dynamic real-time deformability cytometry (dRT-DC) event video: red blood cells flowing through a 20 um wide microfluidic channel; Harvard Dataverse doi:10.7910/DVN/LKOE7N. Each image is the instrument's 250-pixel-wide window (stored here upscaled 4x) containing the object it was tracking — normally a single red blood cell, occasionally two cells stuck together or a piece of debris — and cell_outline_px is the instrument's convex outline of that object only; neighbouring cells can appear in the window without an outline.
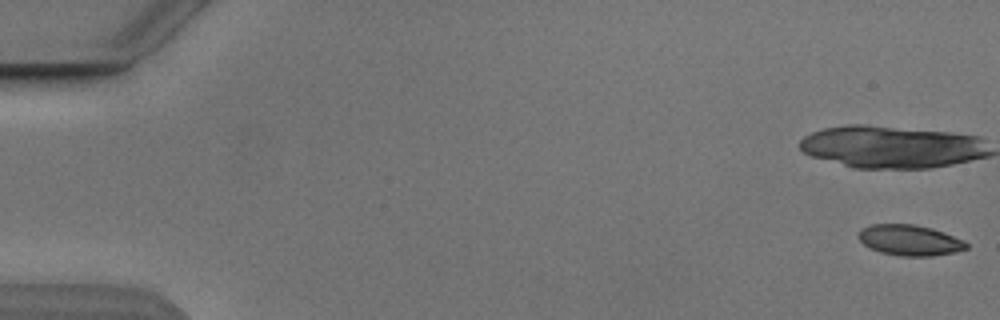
{"species": "Egyptian fruit bat (a non-hibernating species)", "species_latin": "Rousettus aegyptiacus", "temperature_condition": "cold", "stored_images_in_passage": 5, "camera_frame_rate_fps": 3000, "um_per_image_px": 0.085, "animal": {"sex": "male"}, "frame": {"image": 1, "passage_image": 1, "time_ms": 0.0, "image_size_px": [1000, 320], "cell_outline_px": [[968, 248], [952, 252], [932, 256], [900, 256], [880, 252], [868, 248], [856, 236], [860, 228], [872, 224], [912, 224], [932, 228], [944, 232], [964, 240], [968, 244]], "centroid_in_image_um": [77.28, 20.41], "position_along_channel_um": 7.7, "area_um2": 19.42}}